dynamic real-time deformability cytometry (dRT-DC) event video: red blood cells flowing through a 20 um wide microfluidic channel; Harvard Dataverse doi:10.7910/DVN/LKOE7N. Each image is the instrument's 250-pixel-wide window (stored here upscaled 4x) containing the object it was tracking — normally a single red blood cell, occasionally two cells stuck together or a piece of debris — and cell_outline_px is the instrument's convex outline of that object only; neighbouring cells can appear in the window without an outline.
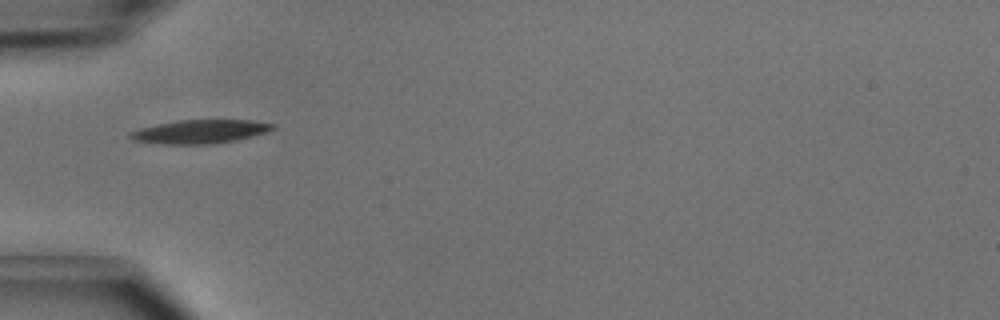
{"species": "common noctule bat (a hibernating species)", "species_latin": "Nyctalus noctula", "temperature_condition": "cold", "stored_images_in_passage": 11, "camera_frame_rate_fps": 3000, "um_per_image_px": 0.085, "animal": {"sex": "male", "body_mass_g": 15.6}, "frame": {"image": 1, "passage_image": 1, "time_ms": 0.0, "image_size_px": [1000, 320], "cell_outline_px": [[276, 128], [252, 136], [236, 140], [216, 144], [164, 144], [132, 140], [128, 136], [128, 132], [140, 128], [156, 124], [176, 120], [252, 120], [276, 124]], "centroid_in_image_um": [16.98, 11.18], "position_along_channel_um": 68.0, "area_um2": 19.77}}